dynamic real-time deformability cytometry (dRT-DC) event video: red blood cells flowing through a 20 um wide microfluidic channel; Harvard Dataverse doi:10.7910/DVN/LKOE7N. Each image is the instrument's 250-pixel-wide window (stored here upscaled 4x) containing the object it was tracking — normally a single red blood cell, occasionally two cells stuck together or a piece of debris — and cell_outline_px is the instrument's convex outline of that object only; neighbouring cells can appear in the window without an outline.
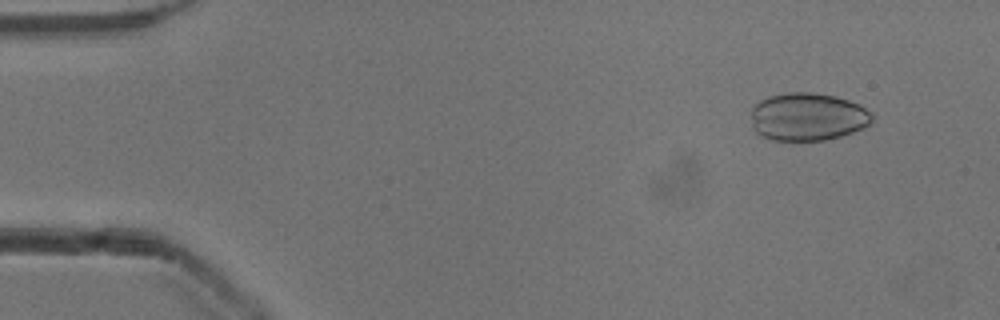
{"species": "common noctule bat (a hibernating species)", "species_latin": "Nyctalus noctula", "temperature_condition": "cold", "stored_images_in_passage": 48, "camera_frame_rate_fps": 3000, "um_per_image_px": 0.085, "animal": {"sex": "male", "body_mass_g": 13.3}, "frame": {"image": 1, "passage_image": 2, "time_ms": 0.333, "image_size_px": [1000, 320], "cell_outline_px": [[872, 120], [864, 128], [840, 136], [824, 140], [772, 140], [760, 136], [756, 132], [752, 124], [752, 108], [760, 100], [768, 96], [788, 92], [812, 92], [836, 96], [848, 100], [864, 108], [872, 116]], "centroid_in_image_um": [68.62, 9.92], "position_along_channel_um": 16.4, "area_um2": 33.64}}
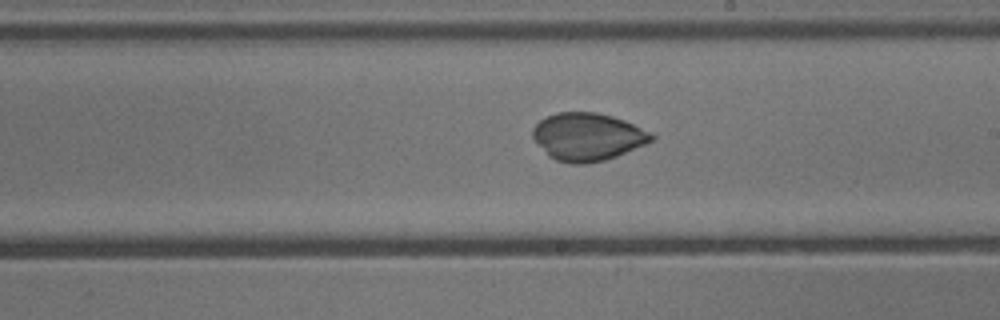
{"frame": {"image": 2, "passage_image": 27, "time_ms": 8.667, "image_size_px": [1000, 320], "cell_outline_px": [[656, 136], [652, 140], [644, 144], [616, 156], [604, 160], [584, 164], [568, 164], [556, 160], [548, 156], [532, 136], [532, 128], [540, 120], [556, 112], [596, 112], [612, 116], [624, 120], [652, 132]], "centroid_in_image_um": [49.93, 11.62], "position_along_channel_um": 239.1, "area_um2": 32.95}}
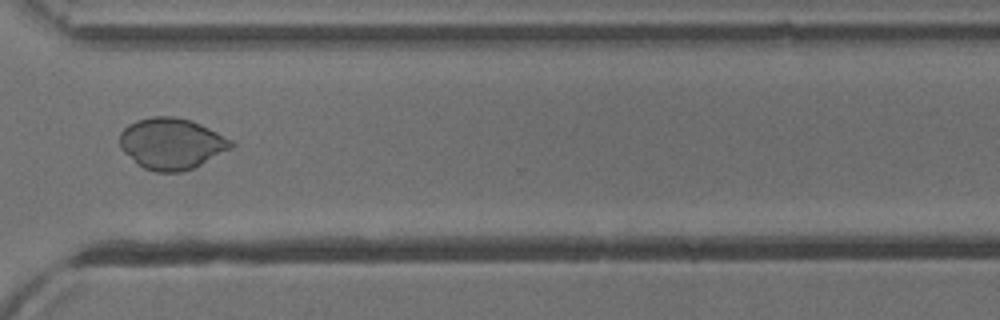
{"frame": {"image": 3, "passage_image": 36, "time_ms": 11.667, "image_size_px": [1000, 320], "cell_outline_px": [[236, 144], [232, 148], [192, 168], [180, 172], [156, 172], [144, 168], [136, 164], [120, 148], [120, 132], [128, 124], [136, 120], [152, 116], [176, 116], [192, 120], [232, 140]], "centroid_in_image_um": [14.55, 12.2], "position_along_channel_um": 356.0, "area_um2": 33.29}}